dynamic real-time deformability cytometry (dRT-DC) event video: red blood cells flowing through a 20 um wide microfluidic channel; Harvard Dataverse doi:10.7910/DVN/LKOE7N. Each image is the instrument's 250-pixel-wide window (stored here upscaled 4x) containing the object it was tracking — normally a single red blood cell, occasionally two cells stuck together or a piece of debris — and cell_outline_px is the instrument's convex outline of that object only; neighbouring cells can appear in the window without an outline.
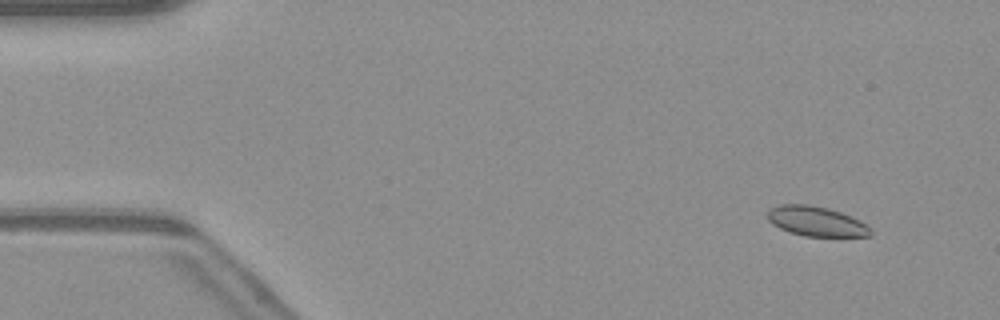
{"species": "common noctule bat (a hibernating species)", "species_latin": "Nyctalus noctula", "temperature_condition": "warm", "stored_images_in_passage": 48, "camera_frame_rate_fps": 3000, "um_per_image_px": 0.085, "animal": {"sex": "male", "body_mass_g": 23.1, "forearm_length_mm": 52.7}, "frame": {"image": 1, "passage_image": 1, "time_ms": 0.0, "image_size_px": [1000, 320], "cell_outline_px": [[872, 236], [804, 236], [788, 232], [772, 224], [768, 220], [768, 212], [772, 208], [780, 204], [808, 204], [828, 208], [852, 216], [868, 224], [872, 228]], "centroid_in_image_um": [69.42, 18.81], "position_along_channel_um": 15.6, "area_um2": 18.03}}
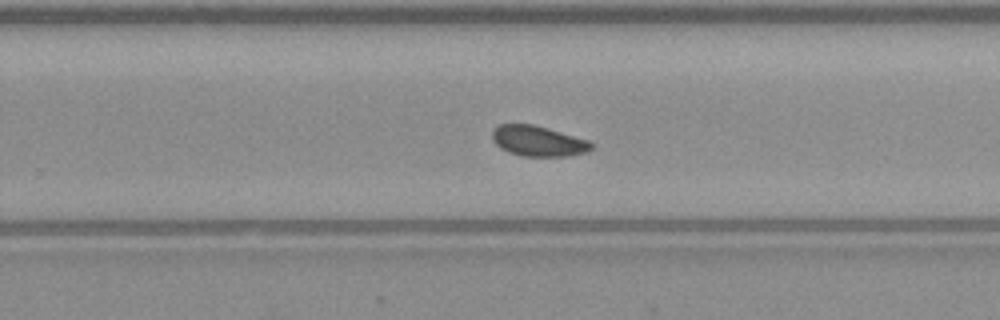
{"frame": {"image": 2, "passage_image": 29, "time_ms": 9.333, "image_size_px": [1000, 320], "cell_outline_px": [[596, 144], [588, 152], [568, 156], [520, 156], [508, 152], [500, 148], [492, 140], [492, 128], [500, 124], [532, 124], [548, 128], [588, 140]], "centroid_in_image_um": [45.74, 11.99], "position_along_channel_um": 284.1, "area_um2": 17.8}}
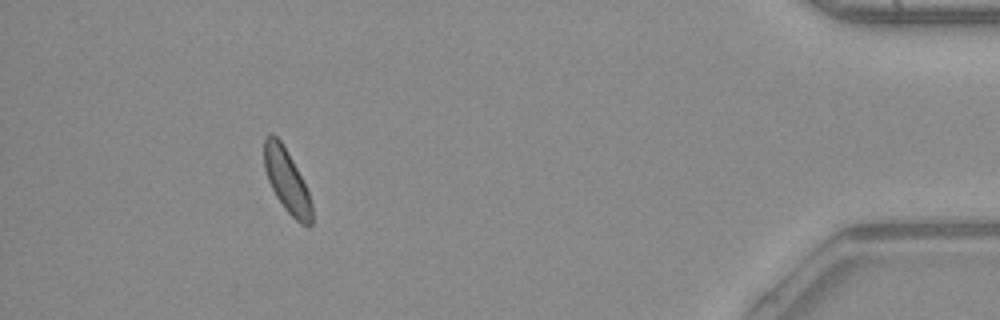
{"frame": {"image": 3, "passage_image": 43, "time_ms": 14.0, "image_size_px": [1000, 320], "cell_outline_px": [[312, 224], [308, 228], [300, 224], [284, 208], [276, 196], [268, 180], [264, 168], [264, 136], [268, 132], [272, 132], [280, 140], [288, 152], [308, 192], [312, 204]], "centroid_in_image_um": [24.36, 15.36], "position_along_channel_um": 410.8, "area_um2": 17.57}}